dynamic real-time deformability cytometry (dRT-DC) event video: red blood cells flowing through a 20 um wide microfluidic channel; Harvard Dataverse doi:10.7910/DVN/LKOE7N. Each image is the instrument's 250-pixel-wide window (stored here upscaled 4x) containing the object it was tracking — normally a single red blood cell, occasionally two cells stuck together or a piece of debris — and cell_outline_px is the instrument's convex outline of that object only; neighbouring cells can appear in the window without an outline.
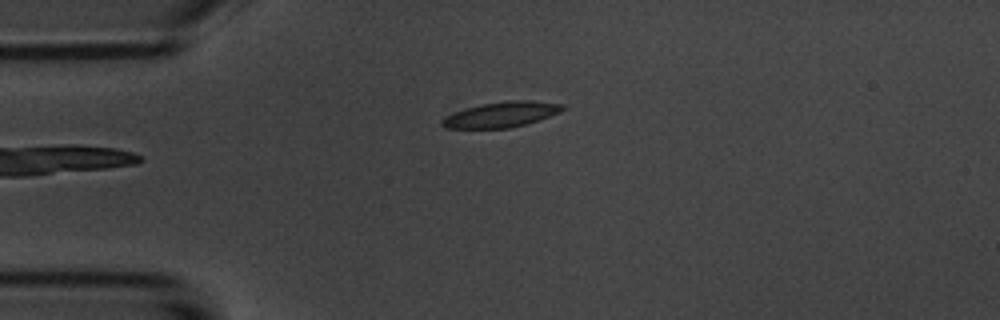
{"species": "common noctule bat (a hibernating species)", "species_latin": "Nyctalus noctula", "temperature_condition": "room temperature", "stored_images_in_passage": 5, "camera_frame_rate_fps": 3000, "um_per_image_px": 0.085, "animal": {"sex": "male", "body_mass_g": 20.1, "forearm_length_mm": 53.5}, "frame": {"image": 1, "passage_image": 5, "time_ms": 4.667, "image_size_px": [1000, 320], "cell_outline_px": [[564, 108], [560, 112], [540, 120], [508, 128], [448, 128], [440, 124], [448, 116], [456, 112], [480, 104], [508, 100], [528, 100], [564, 104]], "centroid_in_image_um": [42.68, 9.72], "position_along_channel_um": 42.3, "area_um2": 17.51}}